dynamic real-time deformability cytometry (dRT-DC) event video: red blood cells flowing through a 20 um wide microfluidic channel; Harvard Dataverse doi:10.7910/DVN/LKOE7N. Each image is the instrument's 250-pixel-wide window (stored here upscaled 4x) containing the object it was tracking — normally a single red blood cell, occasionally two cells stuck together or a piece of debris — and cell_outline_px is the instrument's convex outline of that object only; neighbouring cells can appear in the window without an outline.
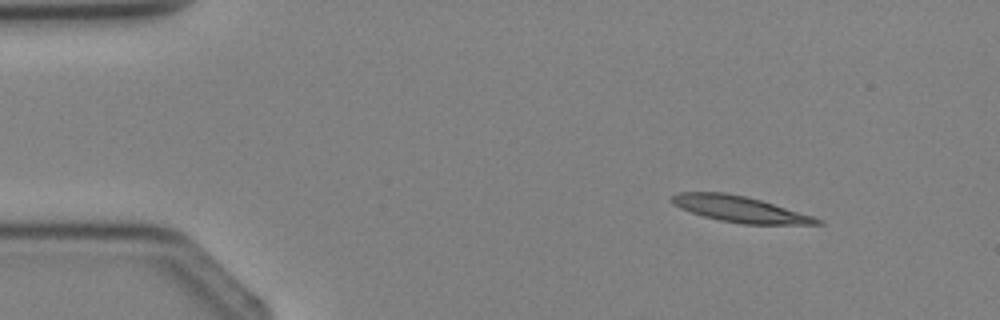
{"species": "Egyptian fruit bat (a non-hibernating species)", "species_latin": "Rousettus aegyptiacus", "temperature_condition": "cold", "stored_images_in_passage": 3, "camera_frame_rate_fps": 3000, "um_per_image_px": 0.085, "animal": {"sex": "female"}, "frame": {"image": 1, "passage_image": 1, "time_ms": 0.0, "image_size_px": [1000, 320], "cell_outline_px": [[824, 224], [744, 224], [720, 220], [704, 216], [680, 208], [672, 200], [672, 196], [680, 192], [724, 192], [744, 196], [760, 200], [812, 216], [824, 220]], "centroid_in_image_um": [62.91, 17.78], "position_along_channel_um": 22.1, "area_um2": 21.5}}
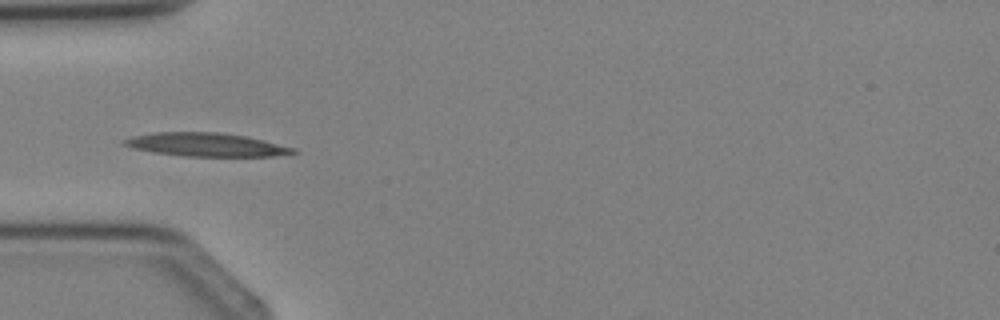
{"frame": {"image": 2, "passage_image": 3, "time_ms": 2.333, "image_size_px": [1000, 320], "cell_outline_px": [[300, 152], [272, 156], [184, 156], [152, 152], [132, 148], [124, 144], [120, 140], [132, 136], [156, 132], [220, 132], [244, 136], [264, 140], [296, 148]], "centroid_in_image_um": [17.51, 12.29], "position_along_channel_um": 67.5, "area_um2": 23.12}}